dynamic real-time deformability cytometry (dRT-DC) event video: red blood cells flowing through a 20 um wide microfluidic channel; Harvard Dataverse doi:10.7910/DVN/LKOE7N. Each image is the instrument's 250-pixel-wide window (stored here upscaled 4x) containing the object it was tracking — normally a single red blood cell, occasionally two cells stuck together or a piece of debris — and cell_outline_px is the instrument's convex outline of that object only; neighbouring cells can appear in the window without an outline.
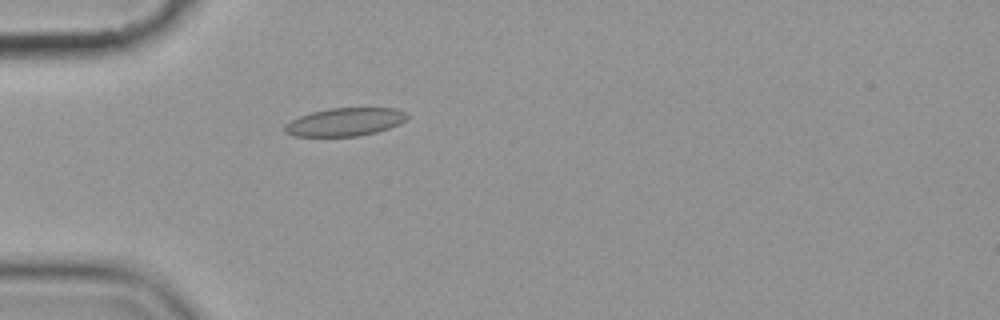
{"species": "common noctule bat (a hibernating species)", "species_latin": "Nyctalus noctula", "temperature_condition": "cold", "stored_images_in_passage": 4, "camera_frame_rate_fps": 3000, "um_per_image_px": 0.085, "animal": {"sex": "female", "body_mass_g": 19.9}, "frame": {"image": 1, "passage_image": 4, "time_ms": 4.333, "image_size_px": [1000, 320], "cell_outline_px": [[408, 116], [400, 124], [376, 132], [360, 136], [292, 136], [284, 132], [284, 124], [300, 116], [312, 112], [328, 108], [396, 108], [404, 112]], "centroid_in_image_um": [29.3, 10.37], "position_along_channel_um": 55.7, "area_um2": 20.0}}